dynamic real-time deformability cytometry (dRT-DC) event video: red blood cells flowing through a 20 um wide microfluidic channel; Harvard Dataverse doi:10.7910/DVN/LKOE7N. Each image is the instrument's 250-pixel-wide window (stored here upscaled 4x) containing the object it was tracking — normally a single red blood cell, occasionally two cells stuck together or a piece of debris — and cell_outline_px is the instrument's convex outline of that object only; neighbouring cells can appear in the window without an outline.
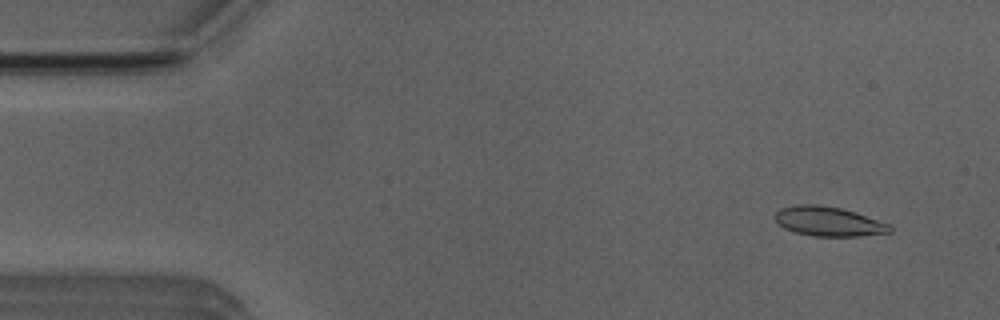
{"species": "Egyptian fruit bat (a non-hibernating species)", "species_latin": "Rousettus aegyptiacus", "temperature_condition": "room temperature", "stored_images_in_passage": 47, "camera_frame_rate_fps": 3000, "um_per_image_px": 0.085, "animal": {"sex": "male"}, "frame": {"image": 1, "passage_image": 4, "time_ms": 1.0, "image_size_px": [1000, 320], "cell_outline_px": [[892, 232], [860, 236], [812, 236], [796, 232], [784, 228], [776, 220], [776, 212], [780, 208], [796, 204], [820, 204], [840, 208], [856, 212], [892, 224]], "centroid_in_image_um": [70.47, 18.81], "position_along_channel_um": 14.5, "area_um2": 19.88}}
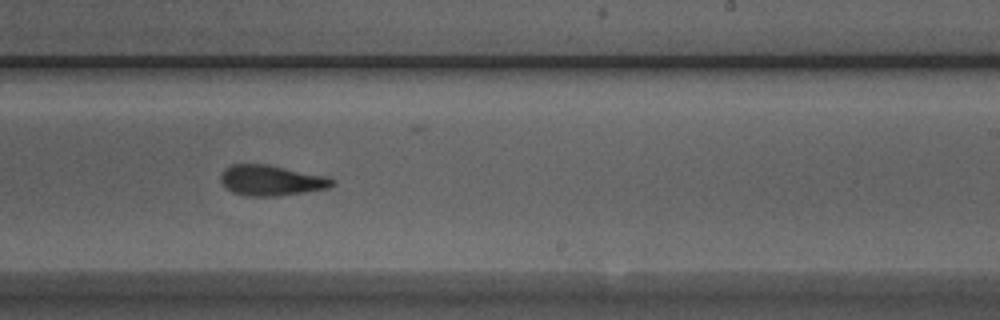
{"frame": {"image": 2, "passage_image": 31, "time_ms": 10.0, "image_size_px": [1000, 320], "cell_outline_px": [[336, 180], [328, 188], [304, 192], [276, 196], [244, 196], [232, 192], [224, 188], [220, 180], [220, 176], [224, 168], [232, 164], [268, 164], [328, 176]], "centroid_in_image_um": [23.02, 15.33], "position_along_channel_um": 266.0, "area_um2": 20.06}}
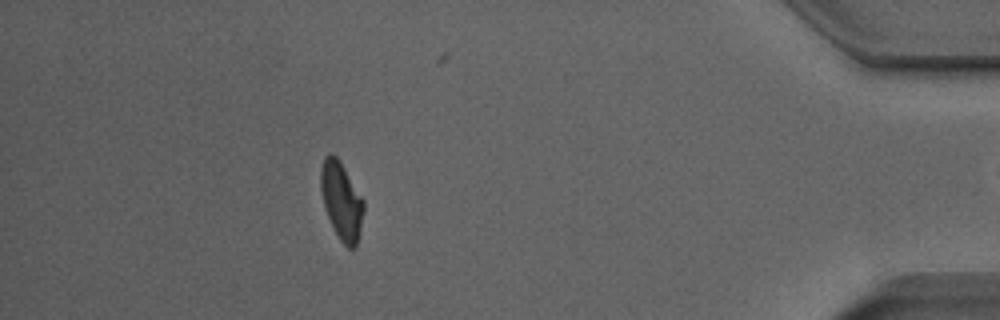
{"frame": {"image": 3, "passage_image": 46, "time_ms": 15.0, "image_size_px": [1000, 320], "cell_outline_px": [[364, 208], [356, 248], [348, 248], [340, 240], [324, 208], [320, 188], [320, 168], [324, 156], [328, 152], [332, 152], [340, 160], [364, 200]], "centroid_in_image_um": [29.0, 17.0], "position_along_channel_um": 406.2, "area_um2": 19.48}}